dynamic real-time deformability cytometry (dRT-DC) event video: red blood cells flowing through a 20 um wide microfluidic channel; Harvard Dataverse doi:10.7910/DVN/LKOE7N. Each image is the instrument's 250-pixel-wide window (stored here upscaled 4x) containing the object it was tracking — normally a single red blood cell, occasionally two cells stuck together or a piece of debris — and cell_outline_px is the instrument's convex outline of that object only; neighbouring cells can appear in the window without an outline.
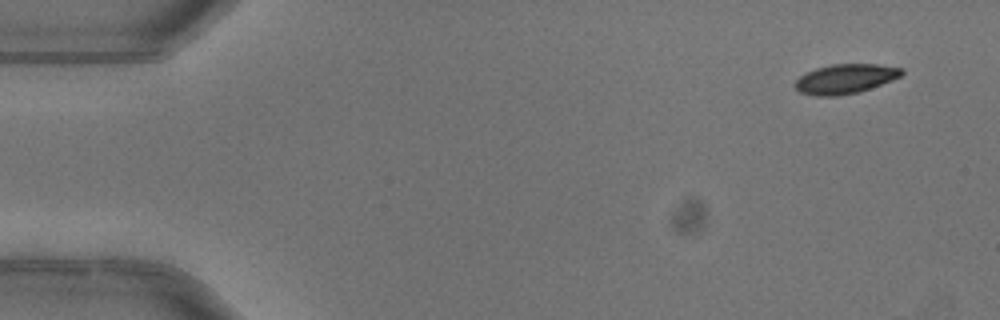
{"species": "common noctule bat (a hibernating species)", "species_latin": "Nyctalus noctula", "temperature_condition": "warm", "stored_images_in_passage": 4, "camera_frame_rate_fps": 3000, "um_per_image_px": 0.085, "animal": {"sex": "female"}, "frame": {"image": 1, "passage_image": 1, "time_ms": 0.0, "image_size_px": [1000, 320], "cell_outline_px": [[904, 72], [900, 76], [880, 84], [856, 92], [836, 96], [816, 96], [800, 92], [792, 84], [804, 72], [816, 68], [832, 64], [876, 64], [904, 68]], "centroid_in_image_um": [71.8, 6.69], "position_along_channel_um": 13.2, "area_um2": 18.21}}
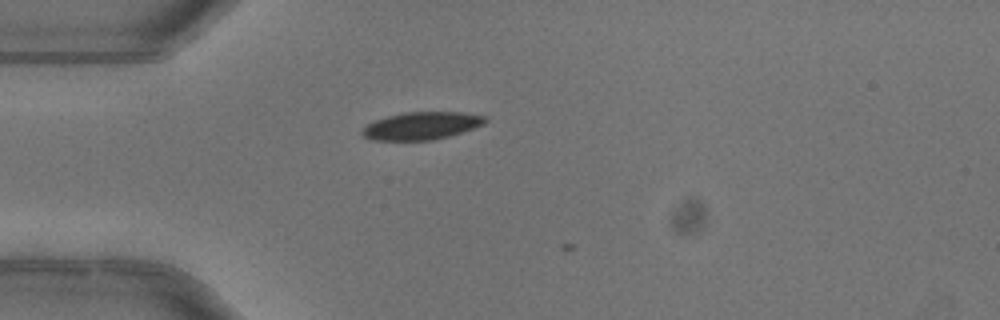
{"frame": {"image": 2, "passage_image": 4, "time_ms": 1.0, "image_size_px": [1000, 320], "cell_outline_px": [[488, 120], [484, 124], [448, 136], [432, 140], [372, 140], [364, 136], [360, 132], [368, 124], [376, 120], [388, 116], [404, 112], [464, 112], [484, 116]], "centroid_in_image_um": [35.83, 10.68], "position_along_channel_um": 49.2, "area_um2": 19.54}}